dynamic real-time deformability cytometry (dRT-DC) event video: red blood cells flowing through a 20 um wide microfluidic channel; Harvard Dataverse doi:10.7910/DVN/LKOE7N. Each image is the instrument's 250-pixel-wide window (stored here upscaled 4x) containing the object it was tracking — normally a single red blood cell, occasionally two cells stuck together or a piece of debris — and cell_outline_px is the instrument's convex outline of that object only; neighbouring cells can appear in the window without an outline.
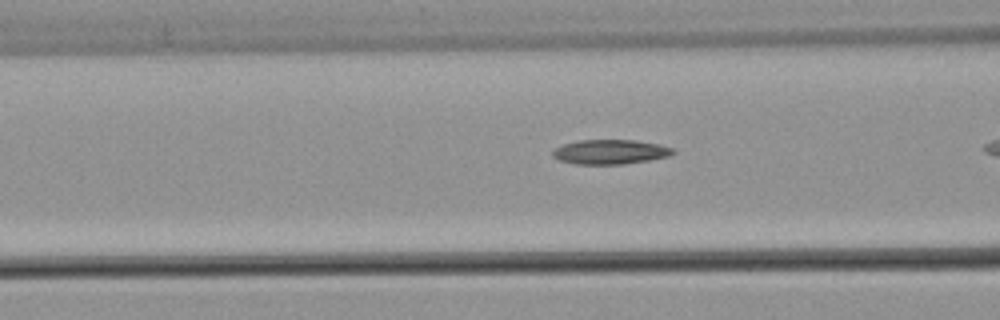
{"species": "common noctule bat (a hibernating species)", "species_latin": "Nyctalus noctula", "temperature_condition": "warm", "stored_images_in_passage": 24, "camera_frame_rate_fps": 3000, "um_per_image_px": 0.085, "animal": {"sex": "male", "body_mass_g": 21.5, "forearm_length_mm": 52.0}, "frame": {"image": 1, "passage_image": 4, "time_ms": 1.0, "image_size_px": [1000, 320], "cell_outline_px": [[676, 152], [668, 156], [648, 160], [624, 164], [576, 164], [560, 160], [552, 156], [552, 152], [556, 148], [564, 144], [580, 140], [636, 140], [660, 144], [672, 148]], "centroid_in_image_um": [51.88, 12.9], "position_along_channel_um": 114.7, "area_um2": 17.11}}